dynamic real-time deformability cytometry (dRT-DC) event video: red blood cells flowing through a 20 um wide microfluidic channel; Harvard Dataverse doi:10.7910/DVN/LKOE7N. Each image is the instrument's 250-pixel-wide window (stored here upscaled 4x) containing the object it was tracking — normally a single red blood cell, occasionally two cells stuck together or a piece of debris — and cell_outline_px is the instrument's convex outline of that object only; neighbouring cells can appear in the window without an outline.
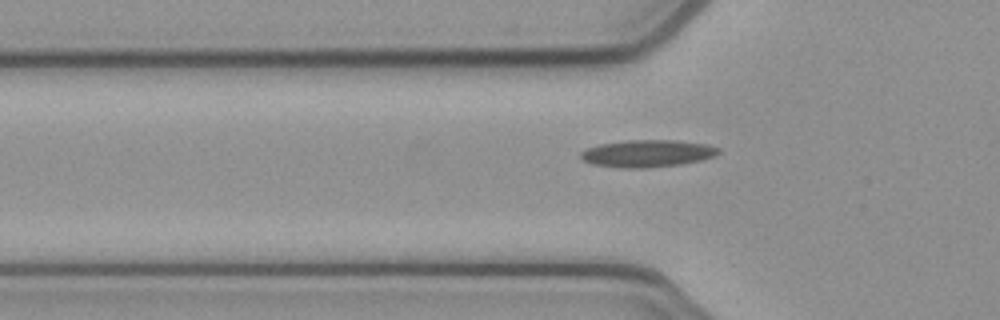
{"species": "common noctule bat (a hibernating species)", "species_latin": "Nyctalus noctula", "temperature_condition": "cold", "stored_images_in_passage": 40, "camera_frame_rate_fps": 3000, "um_per_image_px": 0.085, "animal": {"sex": "female", "body_mass_g": 21.9}, "frame": {"image": 1, "passage_image": 11, "time_ms": 3.333, "image_size_px": [1000, 320], "cell_outline_px": [[720, 152], [716, 156], [700, 160], [680, 164], [644, 168], [620, 168], [592, 164], [584, 160], [580, 156], [580, 152], [588, 148], [600, 144], [624, 140], [676, 140], [708, 144], [720, 148]], "centroid_in_image_um": [55.05, 13.04], "position_along_channel_um": 70.8, "area_um2": 21.91}}
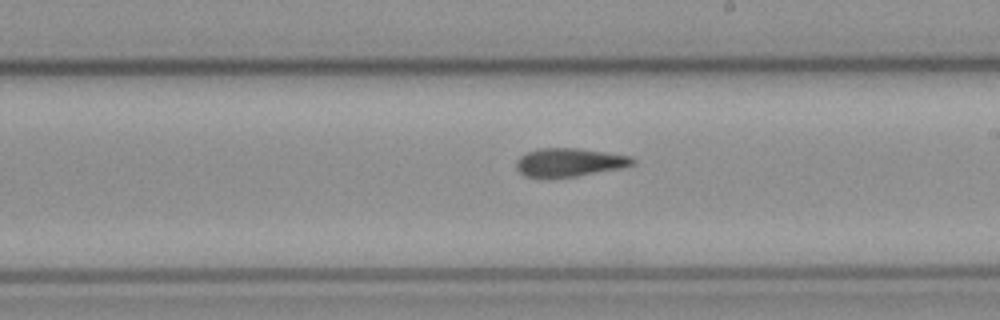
{"frame": {"image": 2, "passage_image": 24, "time_ms": 7.667, "image_size_px": [1000, 320], "cell_outline_px": [[636, 164], [624, 168], [576, 176], [524, 176], [516, 168], [516, 160], [520, 156], [528, 152], [540, 148], [576, 148], [632, 156], [636, 160]], "centroid_in_image_um": [48.46, 13.79], "position_along_channel_um": 240.5, "area_um2": 19.07}}
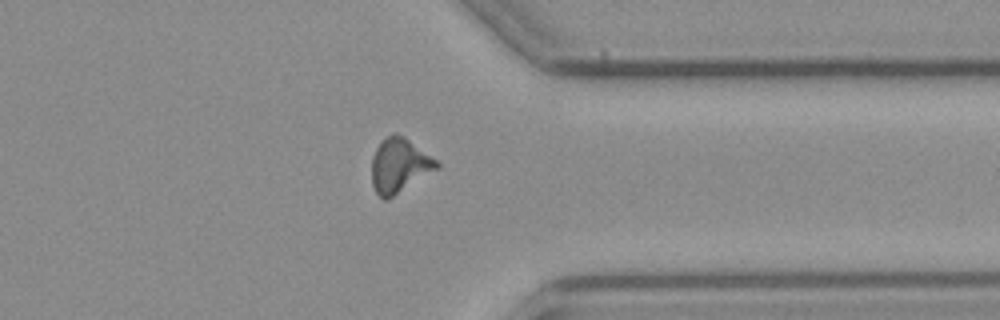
{"frame": {"image": 3, "passage_image": 35, "time_ms": 11.333, "image_size_px": [1000, 320], "cell_outline_px": [[440, 168], [388, 200], [384, 200], [376, 192], [372, 184], [372, 156], [376, 148], [388, 136], [396, 132], [404, 136], [436, 160], [440, 164]], "centroid_in_image_um": [33.96, 14.09], "position_along_channel_um": 377.4, "area_um2": 20.58}}